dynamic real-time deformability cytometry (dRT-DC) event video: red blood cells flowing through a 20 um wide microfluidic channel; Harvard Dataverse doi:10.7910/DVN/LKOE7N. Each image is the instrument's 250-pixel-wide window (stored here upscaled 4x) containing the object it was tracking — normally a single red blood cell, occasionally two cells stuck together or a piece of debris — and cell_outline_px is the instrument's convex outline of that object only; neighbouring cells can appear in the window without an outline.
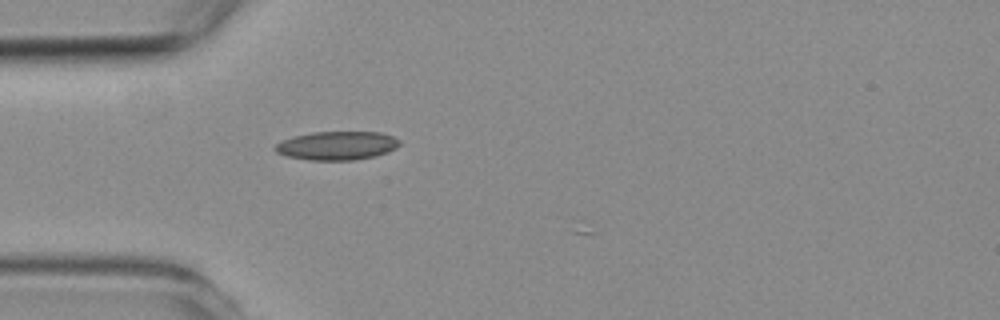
{"species": "common noctule bat (a hibernating species)", "species_latin": "Nyctalus noctula", "temperature_condition": "room temperature", "stored_images_in_passage": 3, "camera_frame_rate_fps": 3000, "um_per_image_px": 0.085, "animal": {"sex": "female", "body_mass_g": 19.3, "forearm_length_mm": 54.1}, "frame": {"image": 1, "passage_image": 3, "time_ms": 2.333, "image_size_px": [1000, 320], "cell_outline_px": [[400, 144], [396, 148], [388, 152], [376, 156], [352, 160], [308, 160], [288, 156], [276, 152], [272, 148], [280, 140], [292, 136], [312, 132], [380, 132], [392, 136], [400, 140]], "centroid_in_image_um": [28.62, 12.37], "position_along_channel_um": 56.4, "area_um2": 20.92}}